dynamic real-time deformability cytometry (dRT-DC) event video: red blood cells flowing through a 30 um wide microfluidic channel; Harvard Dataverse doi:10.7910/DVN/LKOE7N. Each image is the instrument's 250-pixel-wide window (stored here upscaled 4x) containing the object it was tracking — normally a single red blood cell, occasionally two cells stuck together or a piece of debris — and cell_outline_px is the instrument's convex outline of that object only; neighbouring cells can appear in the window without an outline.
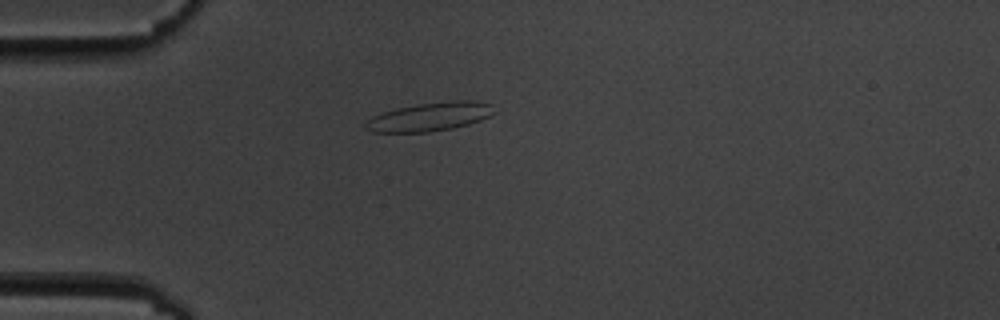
{"species": "common noctule bat (a hibernating species)", "species_latin": "Nyctalus noctula", "temperature_condition": "cold", "stored_images_in_passage": 1, "camera_frame_rate_fps": 3000, "um_per_image_px": 0.085, "animal": {"sex": "male", "body_mass_g": 19.5, "forearm_length_mm": 54.6}, "frame": {"image": 1, "passage_image": 1, "time_ms": 0.0, "image_size_px": [1000, 320], "cell_outline_px": [[496, 112], [480, 120], [468, 124], [452, 128], [428, 132], [372, 132], [364, 128], [364, 124], [372, 116], [396, 108], [420, 104], [452, 100], [472, 100], [492, 104]], "centroid_in_image_um": [36.54, 9.92], "position_along_channel_um": 48.5, "area_um2": 21.39}}